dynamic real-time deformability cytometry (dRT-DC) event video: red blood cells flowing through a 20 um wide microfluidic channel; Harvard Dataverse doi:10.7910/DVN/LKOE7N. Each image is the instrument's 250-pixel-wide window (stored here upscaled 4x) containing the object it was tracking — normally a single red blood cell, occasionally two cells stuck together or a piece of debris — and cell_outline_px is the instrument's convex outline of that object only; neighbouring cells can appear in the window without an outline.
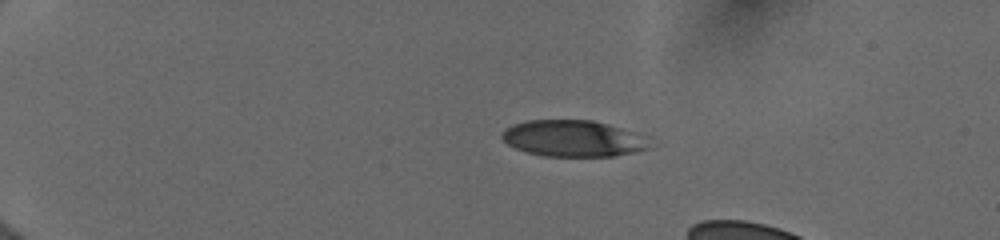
{"species": "human", "species_latin": "Homo sapiens", "temperature_condition": "cold", "stored_images_in_passage": 24, "camera_frame_rate_fps": 3000, "um_per_image_px": 0.085, "donor": {"sex": "female"}, "frame": {"image": 1, "passage_image": 2, "time_ms": 0.667, "image_size_px": [1000, 240], "cell_outline_px": [[656, 148], [616, 156], [544, 156], [528, 152], [516, 148], [508, 144], [500, 136], [500, 132], [504, 128], [512, 124], [528, 120], [592, 120], [608, 124], [652, 136]], "centroid_in_image_um": [48.86, 11.77], "position_along_channel_um": 36.1, "area_um2": 32.25}}
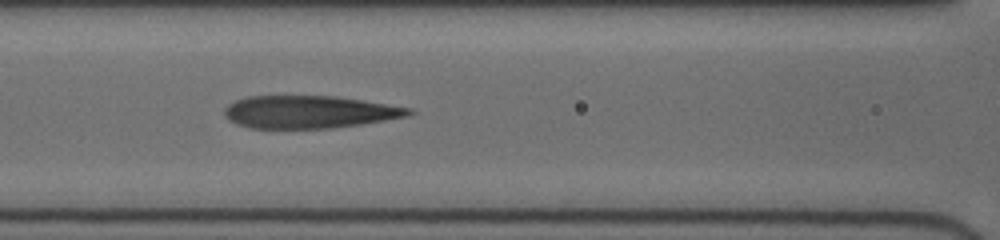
{"frame": {"image": 2, "passage_image": 12, "time_ms": 5.333, "image_size_px": [1000, 240], "cell_outline_px": [[416, 112], [408, 116], [360, 124], [332, 128], [248, 128], [236, 124], [228, 120], [224, 116], [224, 108], [228, 104], [236, 100], [248, 96], [336, 96], [412, 108]], "centroid_in_image_um": [26.26, 9.51], "position_along_channel_um": 140.3, "area_um2": 35.08}}
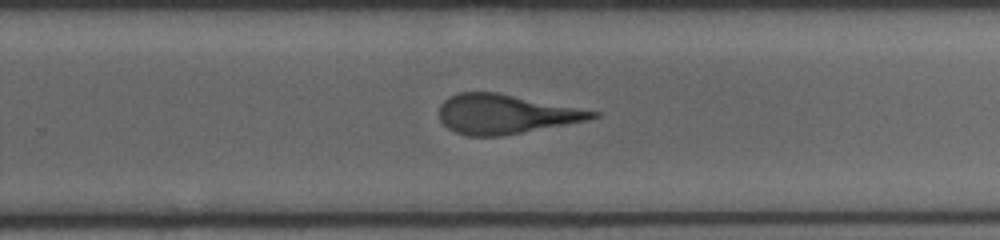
{"frame": {"image": 3, "passage_image": 24, "time_ms": 9.0, "image_size_px": [1000, 240], "cell_outline_px": [[600, 116], [584, 120], [564, 124], [500, 136], [468, 136], [456, 132], [448, 128], [440, 120], [440, 104], [448, 96], [460, 92], [496, 92], [600, 112]], "centroid_in_image_um": [42.9, 9.69], "position_along_channel_um": 286.9, "area_um2": 34.62}}